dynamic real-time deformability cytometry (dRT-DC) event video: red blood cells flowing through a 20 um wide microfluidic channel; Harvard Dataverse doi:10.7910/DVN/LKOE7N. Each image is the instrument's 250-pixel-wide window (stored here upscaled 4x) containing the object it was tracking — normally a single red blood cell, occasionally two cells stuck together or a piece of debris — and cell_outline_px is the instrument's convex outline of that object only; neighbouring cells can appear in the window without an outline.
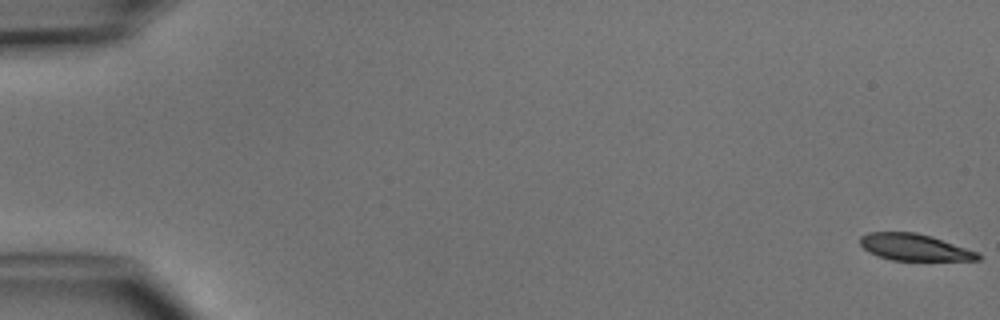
{"species": "common noctule bat (a hibernating species)", "species_latin": "Nyctalus noctula", "temperature_condition": "cold", "stored_images_in_passage": 5, "camera_frame_rate_fps": 3000, "um_per_image_px": 0.085, "animal": {"sex": "male", "body_mass_g": 15.6}, "frame": {"image": 1, "passage_image": 1, "time_ms": 0.0, "image_size_px": [1000, 320], "cell_outline_px": [[980, 260], [892, 260], [868, 252], [860, 244], [860, 236], [868, 232], [916, 232], [932, 236], [980, 252]], "centroid_in_image_um": [77.75, 21.01], "position_along_channel_um": 7.2, "area_um2": 18.38}}
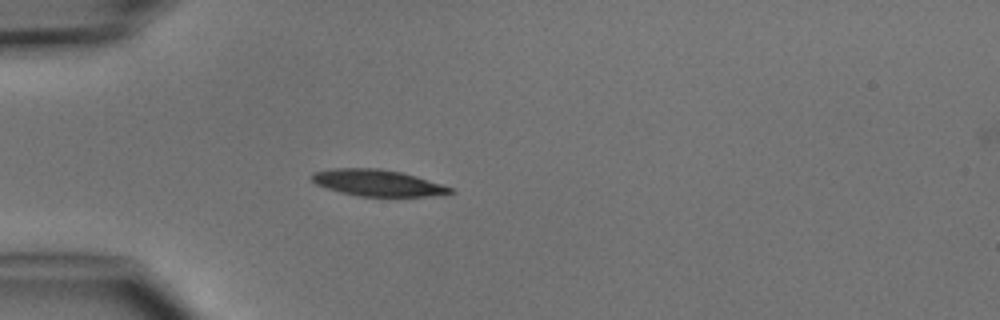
{"frame": {"image": 2, "passage_image": 4, "time_ms": 4.667, "image_size_px": [1000, 320], "cell_outline_px": [[456, 192], [428, 196], [356, 196], [340, 192], [316, 184], [312, 180], [312, 172], [332, 168], [380, 168], [400, 172], [440, 184], [452, 188]], "centroid_in_image_um": [32.04, 15.54], "position_along_channel_um": 53.0, "area_um2": 21.04}}